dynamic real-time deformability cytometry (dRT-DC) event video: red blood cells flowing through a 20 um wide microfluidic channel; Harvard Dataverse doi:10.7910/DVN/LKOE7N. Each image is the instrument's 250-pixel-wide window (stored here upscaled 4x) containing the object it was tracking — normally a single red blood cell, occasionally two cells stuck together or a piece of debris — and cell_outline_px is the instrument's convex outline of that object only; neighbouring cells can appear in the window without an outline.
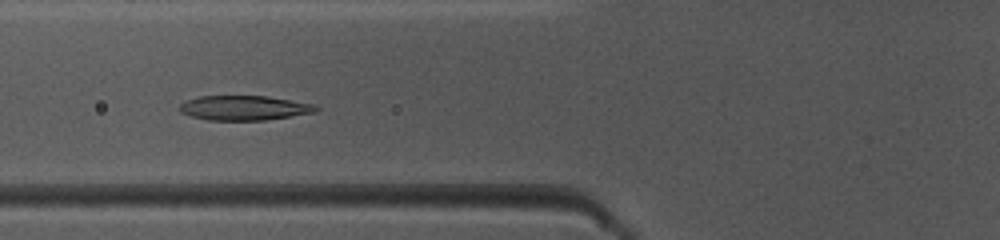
{"species": "common noctule bat (a hibernating species)", "species_latin": "Nyctalus noctula", "temperature_condition": "warm", "stored_images_in_passage": 39, "camera_frame_rate_fps": 3000, "um_per_image_px": 0.085, "animal": {"sex": "female", "body_mass_g": 10.0, "forearm_length_mm": 53.1}, "frame": {"image": 1, "passage_image": 7, "time_ms": 2.0, "image_size_px": [1000, 240], "cell_outline_px": [[320, 108], [316, 112], [264, 120], [208, 120], [192, 116], [180, 112], [180, 104], [188, 100], [200, 96], [268, 96], [312, 104]], "centroid_in_image_um": [20.76, 9.17], "position_along_channel_um": 105.0, "area_um2": 19.36}}
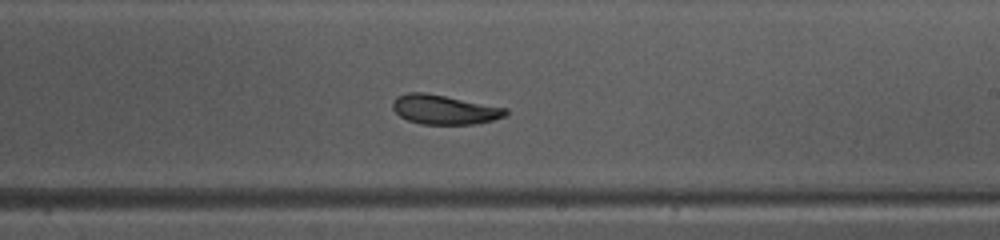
{"frame": {"image": 2, "passage_image": 18, "time_ms": 5.667, "image_size_px": [1000, 240], "cell_outline_px": [[508, 112], [504, 116], [492, 120], [476, 124], [420, 124], [408, 120], [400, 116], [392, 108], [392, 100], [396, 96], [408, 92], [424, 92], [508, 108]], "centroid_in_image_um": [37.74, 9.31], "position_along_channel_um": 251.3, "area_um2": 19.36}}
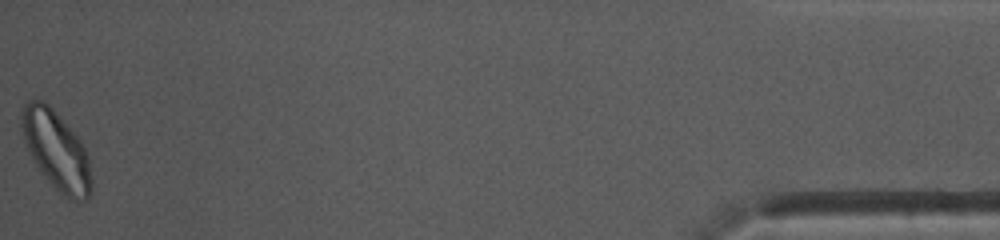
{"frame": {"image": 3, "passage_image": 38, "time_ms": 12.333, "image_size_px": [1000, 240], "cell_outline_px": [[92, 192], [84, 200], [68, 200], [48, 180], [36, 164], [28, 152], [24, 144], [20, 128], [20, 112], [24, 104], [28, 100], [40, 100], [48, 104], [52, 108], [80, 140], [88, 156], [92, 180]], "centroid_in_image_um": [4.76, 12.77], "position_along_channel_um": 430.4, "area_um2": 31.96}}